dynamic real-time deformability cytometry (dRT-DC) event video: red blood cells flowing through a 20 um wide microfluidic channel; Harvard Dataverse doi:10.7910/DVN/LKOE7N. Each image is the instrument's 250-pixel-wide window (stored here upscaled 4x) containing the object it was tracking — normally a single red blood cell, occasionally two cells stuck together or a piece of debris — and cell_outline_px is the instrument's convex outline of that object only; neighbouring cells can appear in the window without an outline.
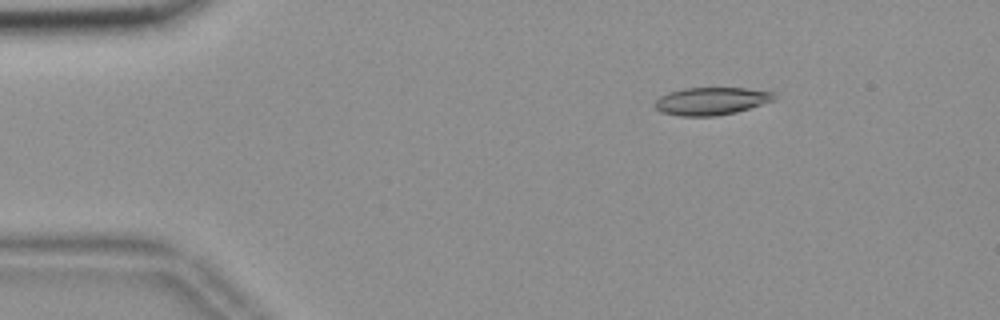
{"species": "common noctule bat (a hibernating species)", "species_latin": "Nyctalus noctula", "temperature_condition": "room temperature", "stored_images_in_passage": 48, "camera_frame_rate_fps": 3000, "um_per_image_px": 0.085, "animal": {"sex": "female", "body_mass_g": 18.4}, "frame": {"image": 1, "passage_image": 1, "time_ms": 0.0, "image_size_px": [1000, 320], "cell_outline_px": [[776, 100], [736, 112], [716, 116], [680, 116], [660, 112], [652, 104], [660, 96], [668, 92], [684, 88], [744, 88], [772, 92], [776, 96]], "centroid_in_image_um": [60.43, 8.6], "position_along_channel_um": 24.6, "area_um2": 19.31}}
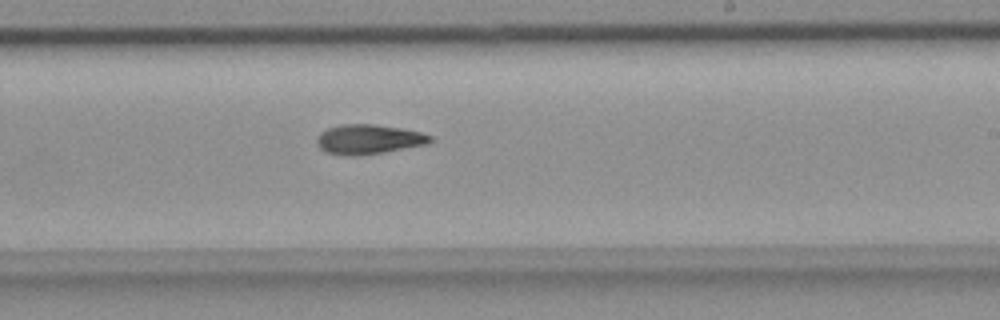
{"frame": {"image": 2, "passage_image": 26, "time_ms": 8.333, "image_size_px": [1000, 320], "cell_outline_px": [[432, 140], [424, 144], [384, 152], [360, 156], [344, 156], [324, 152], [316, 144], [316, 140], [320, 132], [328, 128], [344, 124], [376, 124], [400, 128], [420, 132], [432, 136]], "centroid_in_image_um": [31.26, 11.85], "position_along_channel_um": 257.7, "area_um2": 19.59}}
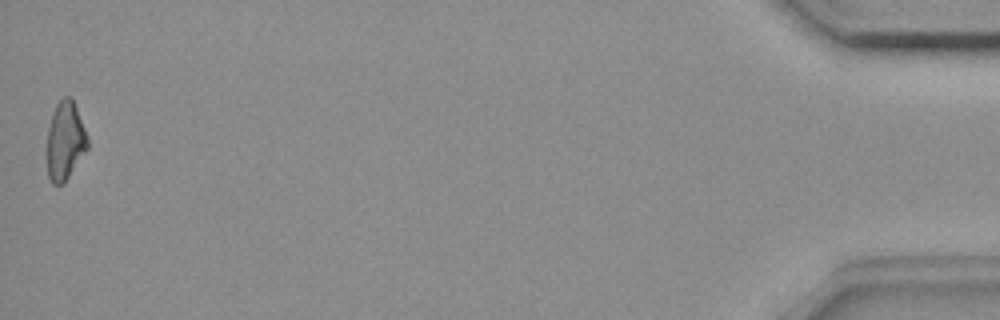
{"frame": {"image": 3, "passage_image": 48, "time_ms": 15.667, "image_size_px": [1000, 320], "cell_outline_px": [[88, 148], [68, 176], [60, 184], [52, 184], [48, 176], [48, 128], [56, 104], [64, 96], [72, 96], [84, 128], [88, 140]], "centroid_in_image_um": [5.54, 11.93], "position_along_channel_um": 429.7, "area_um2": 18.03}}